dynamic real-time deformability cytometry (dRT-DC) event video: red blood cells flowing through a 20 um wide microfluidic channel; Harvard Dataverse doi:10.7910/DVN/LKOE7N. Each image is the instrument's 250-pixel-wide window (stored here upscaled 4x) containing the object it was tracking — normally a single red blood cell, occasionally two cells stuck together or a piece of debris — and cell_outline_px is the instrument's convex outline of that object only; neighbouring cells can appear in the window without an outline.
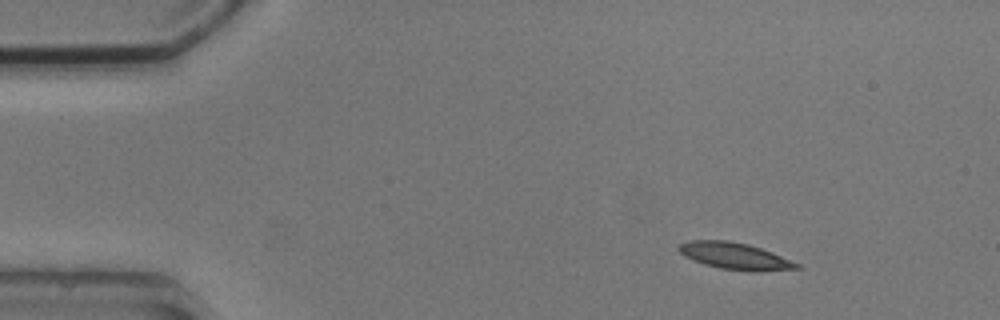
{"species": "common noctule bat (a hibernating species)", "species_latin": "Nyctalus noctula", "temperature_condition": "cold", "stored_images_in_passage": 3, "camera_frame_rate_fps": 3000, "um_per_image_px": 0.085, "animal": {"sex": "male", "body_mass_g": 20.5, "forearm_length_mm": 52.5}, "frame": {"image": 1, "passage_image": 1, "time_ms": 0.0, "image_size_px": [1000, 320], "cell_outline_px": [[800, 268], [756, 272], [752, 272], [720, 268], [704, 264], [692, 260], [684, 256], [676, 248], [680, 244], [692, 240], [728, 240], [748, 244], [772, 252], [800, 264]], "centroid_in_image_um": [62.45, 21.76], "position_along_channel_um": 22.5, "area_um2": 18.38}}
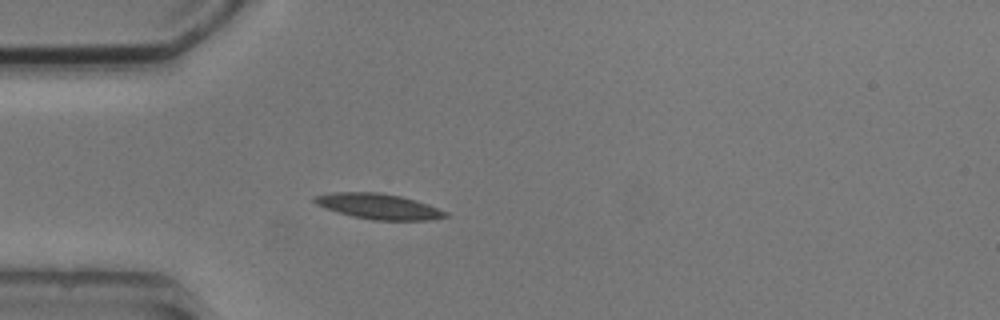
{"frame": {"image": 2, "passage_image": 3, "time_ms": 2.667, "image_size_px": [1000, 320], "cell_outline_px": [[452, 216], [432, 220], [372, 220], [352, 216], [316, 204], [312, 200], [312, 196], [332, 192], [380, 192], [400, 196], [428, 204], [448, 212]], "centroid_in_image_um": [32.22, 17.54], "position_along_channel_um": 52.8, "area_um2": 19.48}}